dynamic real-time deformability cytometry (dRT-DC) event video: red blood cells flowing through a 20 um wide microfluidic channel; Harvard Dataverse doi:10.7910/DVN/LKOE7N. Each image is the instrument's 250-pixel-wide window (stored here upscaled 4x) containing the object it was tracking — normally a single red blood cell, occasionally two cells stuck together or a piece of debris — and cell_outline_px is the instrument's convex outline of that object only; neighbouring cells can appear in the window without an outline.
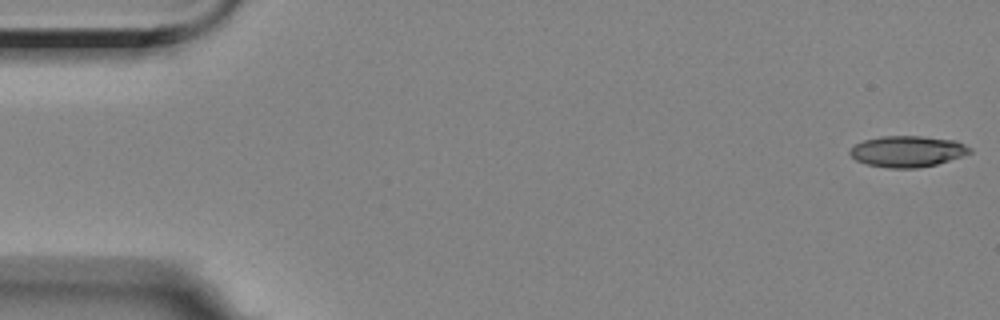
{"species": "Egyptian fruit bat (a non-hibernating species)", "species_latin": "Rousettus aegyptiacus", "temperature_condition": "room temperature", "stored_images_in_passage": 15, "camera_frame_rate_fps": 3000, "um_per_image_px": 0.085, "animal": {"sex": "female"}, "frame": {"image": 1, "passage_image": 1, "time_ms": 0.0, "image_size_px": [1000, 320], "cell_outline_px": [[972, 152], [936, 164], [916, 168], [888, 168], [868, 164], [856, 160], [848, 152], [856, 144], [864, 140], [880, 136], [920, 136], [956, 140], [972, 148]], "centroid_in_image_um": [77.13, 12.86], "position_along_channel_um": 7.9, "area_um2": 21.56}}
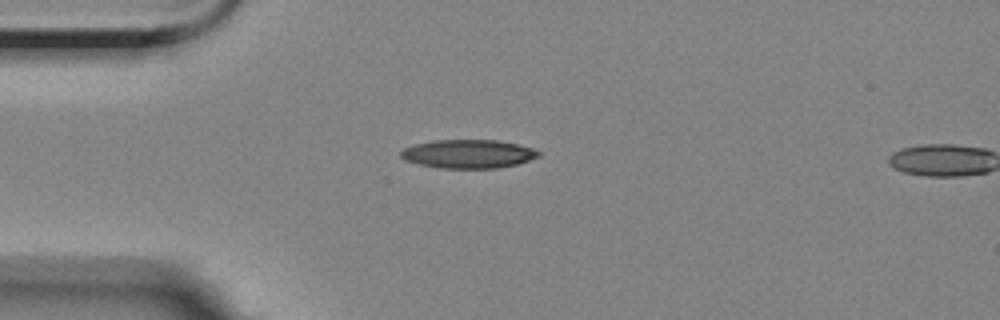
{"frame": {"image": 2, "passage_image": 14, "time_ms": 4.333, "image_size_px": [1000, 320], "cell_outline_px": [[540, 156], [516, 164], [500, 168], [440, 168], [420, 164], [404, 160], [400, 156], [400, 152], [404, 148], [416, 144], [432, 140], [496, 140], [516, 144], [532, 148], [540, 152]], "centroid_in_image_um": [39.78, 13.08], "position_along_channel_um": 45.2, "area_um2": 22.83}}